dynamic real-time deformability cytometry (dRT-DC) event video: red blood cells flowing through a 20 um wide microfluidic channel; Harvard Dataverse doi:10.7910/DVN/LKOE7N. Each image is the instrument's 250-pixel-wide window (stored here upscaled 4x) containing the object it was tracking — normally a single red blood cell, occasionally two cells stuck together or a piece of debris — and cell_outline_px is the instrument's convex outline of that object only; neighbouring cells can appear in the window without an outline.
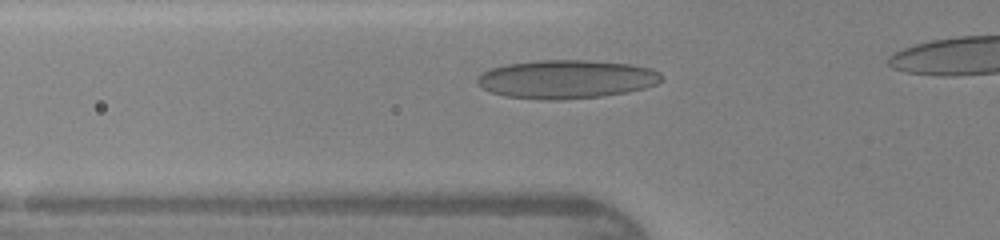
{"species": "human", "species_latin": "Homo sapiens", "temperature_condition": "warm", "stored_images_in_passage": 29, "camera_frame_rate_fps": 3000, "um_per_image_px": 0.085, "donor": {"sex": "female"}, "frame": {"image": 1, "passage_image": 6, "time_ms": 1.667, "image_size_px": [1000, 240], "cell_outline_px": [[664, 80], [656, 84], [644, 88], [628, 92], [600, 96], [564, 100], [540, 100], [504, 96], [492, 92], [476, 84], [476, 80], [484, 72], [492, 68], [504, 64], [540, 60], [584, 60], [632, 64], [648, 68], [660, 72], [664, 76]], "centroid_in_image_um": [48.16, 6.74], "position_along_channel_um": 77.6, "area_um2": 41.56}}
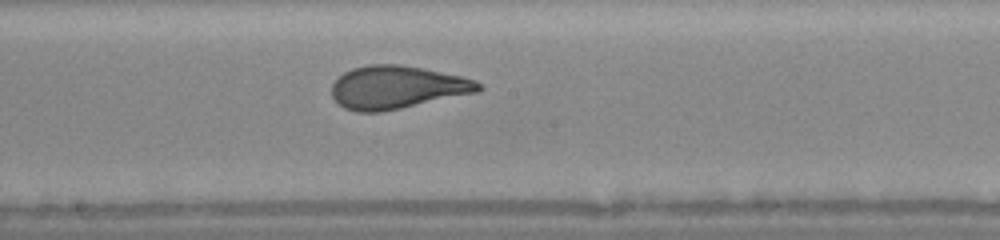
{"frame": {"image": 2, "passage_image": 15, "time_ms": 4.667, "image_size_px": [1000, 240], "cell_outline_px": [[484, 88], [480, 92], [380, 112], [356, 112], [344, 108], [332, 96], [332, 84], [344, 72], [352, 68], [368, 64], [400, 64], [460, 76], [476, 80]], "centroid_in_image_um": [33.75, 7.42], "position_along_channel_um": 214.4, "area_um2": 36.65}}
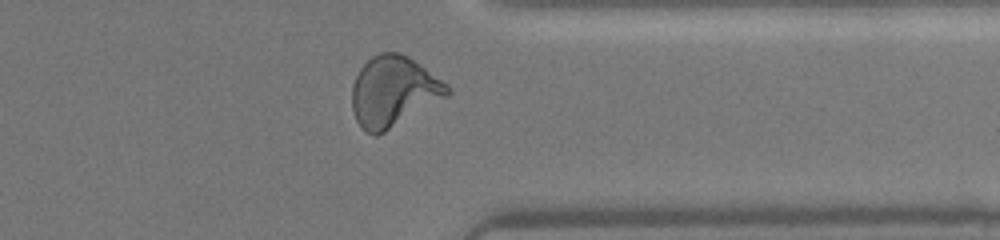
{"frame": {"image": 3, "passage_image": 26, "time_ms": 8.333, "image_size_px": [1000, 240], "cell_outline_px": [[452, 92], [448, 96], [384, 132], [376, 136], [372, 136], [356, 120], [352, 108], [352, 84], [360, 68], [372, 56], [380, 52], [400, 52], [408, 56], [420, 64], [448, 84], [452, 88]], "centroid_in_image_um": [33.46, 7.76], "position_along_channel_um": 377.9, "area_um2": 39.02}}